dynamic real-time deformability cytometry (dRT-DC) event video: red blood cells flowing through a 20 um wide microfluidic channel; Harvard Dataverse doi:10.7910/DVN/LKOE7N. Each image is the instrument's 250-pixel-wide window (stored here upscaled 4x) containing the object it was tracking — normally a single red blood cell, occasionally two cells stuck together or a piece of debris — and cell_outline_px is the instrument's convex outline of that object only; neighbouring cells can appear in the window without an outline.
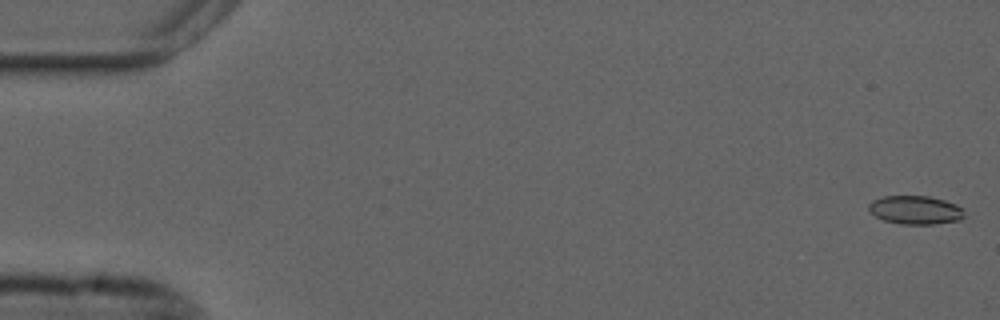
{"species": "common noctule bat (a hibernating species)", "species_latin": "Nyctalus noctula", "temperature_condition": "cold", "stored_images_in_passage": 30, "camera_frame_rate_fps": 3000, "um_per_image_px": 0.085, "animal": {"sex": "male", "forearm_length_mm": 52.5}, "frame": {"image": 1, "passage_image": 1, "time_ms": 0.0, "image_size_px": [1000, 320], "cell_outline_px": [[964, 216], [960, 220], [932, 224], [900, 224], [884, 220], [876, 216], [868, 208], [868, 204], [872, 200], [884, 196], [928, 196], [944, 200], [956, 204], [964, 208]], "centroid_in_image_um": [77.83, 17.84], "position_along_channel_um": 7.2, "area_um2": 15.9}}
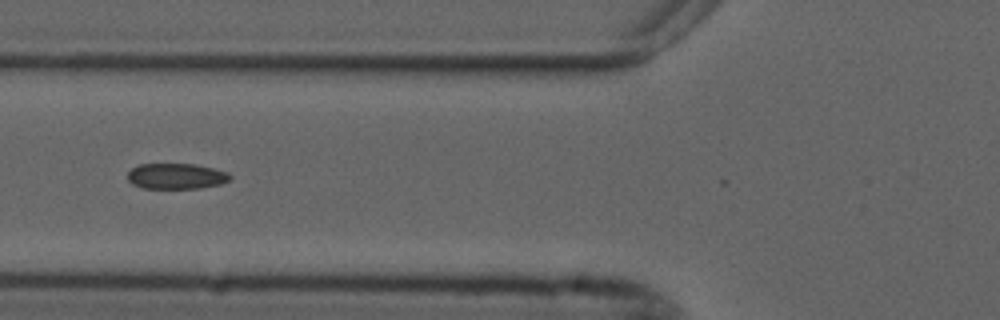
{"frame": {"image": 2, "passage_image": 21, "time_ms": 6.667, "image_size_px": [1000, 320], "cell_outline_px": [[232, 176], [228, 180], [220, 184], [200, 188], [144, 188], [132, 184], [128, 180], [128, 172], [132, 168], [140, 164], [196, 164], [228, 172]], "centroid_in_image_um": [14.98, 14.97], "position_along_channel_um": 110.8, "area_um2": 15.26}}
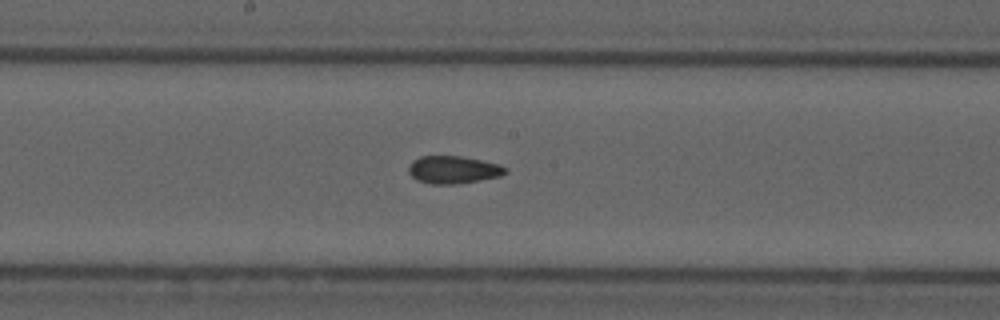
{"frame": {"image": 3, "passage_image": 29, "time_ms": 9.333, "image_size_px": [1000, 320], "cell_outline_px": [[508, 172], [500, 176], [480, 180], [456, 184], [432, 184], [416, 180], [408, 172], [408, 168], [412, 160], [420, 156], [460, 156], [500, 164], [508, 168]], "centroid_in_image_um": [38.53, 14.43], "position_along_channel_um": 209.7, "area_um2": 15.66}}